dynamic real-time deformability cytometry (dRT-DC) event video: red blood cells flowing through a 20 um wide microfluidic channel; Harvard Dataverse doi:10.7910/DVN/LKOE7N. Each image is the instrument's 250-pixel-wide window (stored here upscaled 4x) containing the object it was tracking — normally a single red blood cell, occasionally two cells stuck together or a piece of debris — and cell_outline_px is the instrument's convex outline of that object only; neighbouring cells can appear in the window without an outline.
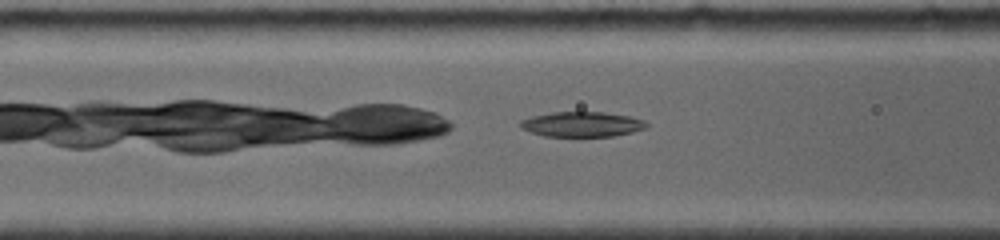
{"species": "common noctule bat (a hibernating species)", "species_latin": "Nyctalus noctula", "temperature_condition": "room temperature", "stored_images_in_passage": 14, "camera_frame_rate_fps": 4000, "um_per_image_px": 0.085, "animal": {"sex": "female", "body_mass_g": 19.0, "forearm_length_mm": 56.7}, "frame": {"image": 1, "passage_image": 5, "time_ms": 2.0, "image_size_px": [1000, 240], "cell_outline_px": [[648, 124], [644, 128], [632, 132], [612, 136], [544, 136], [520, 128], [520, 120], [532, 116], [552, 112], [604, 112], [628, 116], [644, 120]], "centroid_in_image_um": [49.44, 10.56], "position_along_channel_um": 117.2, "area_um2": 18.26}}
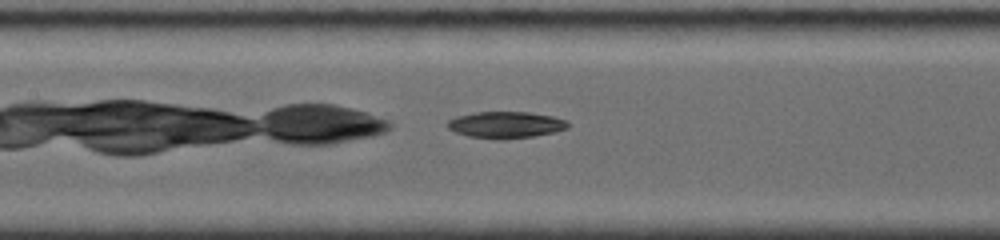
{"frame": {"image": 2, "passage_image": 7, "time_ms": 3.25, "image_size_px": [1000, 240], "cell_outline_px": [[568, 128], [552, 132], [532, 136], [500, 140], [496, 140], [468, 136], [456, 132], [448, 128], [448, 120], [456, 116], [472, 112], [528, 112], [552, 116], [568, 120]], "centroid_in_image_um": [42.97, 10.61], "position_along_channel_um": 164.4, "area_um2": 18.67}}